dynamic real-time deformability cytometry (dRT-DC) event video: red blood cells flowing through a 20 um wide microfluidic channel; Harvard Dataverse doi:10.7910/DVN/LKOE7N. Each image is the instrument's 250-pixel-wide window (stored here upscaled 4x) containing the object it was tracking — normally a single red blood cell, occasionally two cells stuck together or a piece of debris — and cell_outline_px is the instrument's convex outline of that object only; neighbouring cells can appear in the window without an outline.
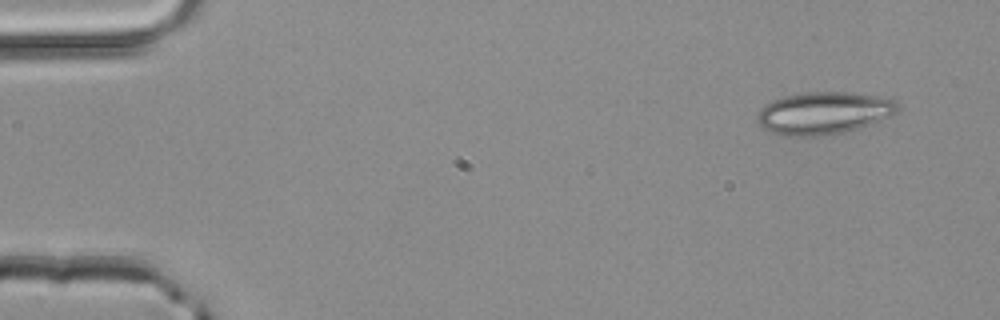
{"species": "common noctule bat (a hibernating species)", "species_latin": "Nyctalus noctula", "temperature_condition": "room temperature", "stored_images_in_passage": 3, "camera_frame_rate_fps": 3000, "um_per_image_px": 0.085, "animal": {"sex": "male", "body_mass_g": 20.4}, "frame": {"image": 1, "passage_image": 1, "time_ms": 0.0, "image_size_px": [1000, 320], "cell_outline_px": [[900, 108], [896, 112], [888, 116], [860, 128], [844, 132], [820, 136], [784, 136], [760, 128], [756, 120], [760, 108], [764, 104], [772, 100], [784, 96], [804, 92], [848, 92], [876, 96], [896, 100]], "centroid_in_image_um": [69.96, 9.61], "position_along_channel_um": 15.0, "area_um2": 34.8}}